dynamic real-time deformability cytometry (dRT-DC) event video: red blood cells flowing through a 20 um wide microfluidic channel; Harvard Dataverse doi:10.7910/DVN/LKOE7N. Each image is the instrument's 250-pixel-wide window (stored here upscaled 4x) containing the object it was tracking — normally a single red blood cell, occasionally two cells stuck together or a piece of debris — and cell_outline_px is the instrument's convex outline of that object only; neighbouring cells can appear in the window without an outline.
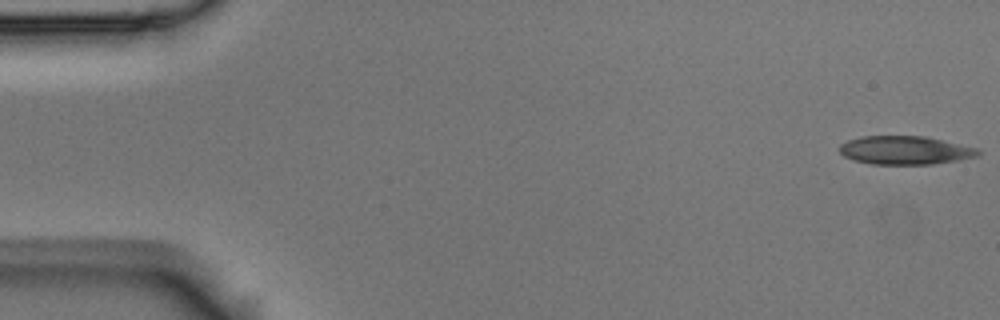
{"species": "Egyptian fruit bat (a non-hibernating species)", "species_latin": "Rousettus aegyptiacus", "temperature_condition": "room temperature", "stored_images_in_passage": 6, "camera_frame_rate_fps": 3000, "um_per_image_px": 0.085, "animal": {"sex": "male"}, "frame": {"image": 1, "passage_image": 1, "time_ms": 0.0, "image_size_px": [1000, 320], "cell_outline_px": [[980, 156], [960, 160], [932, 164], [872, 164], [856, 160], [844, 156], [840, 152], [840, 144], [848, 140], [860, 136], [924, 136], [976, 148], [980, 152]], "centroid_in_image_um": [76.94, 12.77], "position_along_channel_um": 8.1, "area_um2": 22.83}}
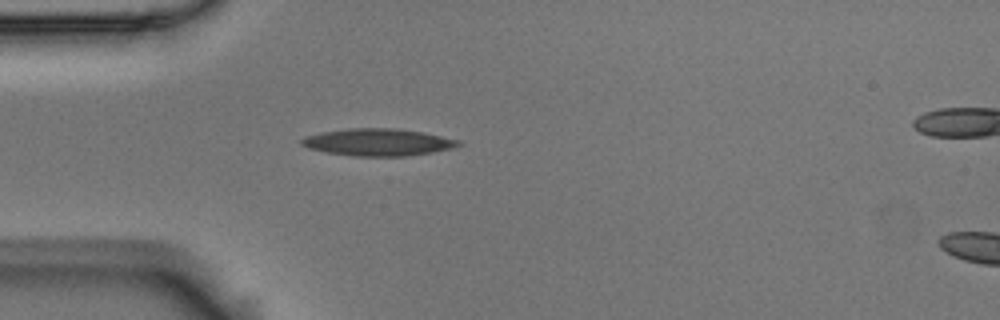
{"frame": {"image": 2, "passage_image": 5, "time_ms": 1.333, "image_size_px": [1000, 320], "cell_outline_px": [[460, 144], [452, 148], [432, 152], [404, 156], [352, 156], [328, 152], [308, 148], [300, 144], [300, 140], [304, 136], [320, 132], [348, 128], [392, 128], [424, 132], [460, 140]], "centroid_in_image_um": [32.09, 12.08], "position_along_channel_um": 52.9, "area_um2": 24.8}}